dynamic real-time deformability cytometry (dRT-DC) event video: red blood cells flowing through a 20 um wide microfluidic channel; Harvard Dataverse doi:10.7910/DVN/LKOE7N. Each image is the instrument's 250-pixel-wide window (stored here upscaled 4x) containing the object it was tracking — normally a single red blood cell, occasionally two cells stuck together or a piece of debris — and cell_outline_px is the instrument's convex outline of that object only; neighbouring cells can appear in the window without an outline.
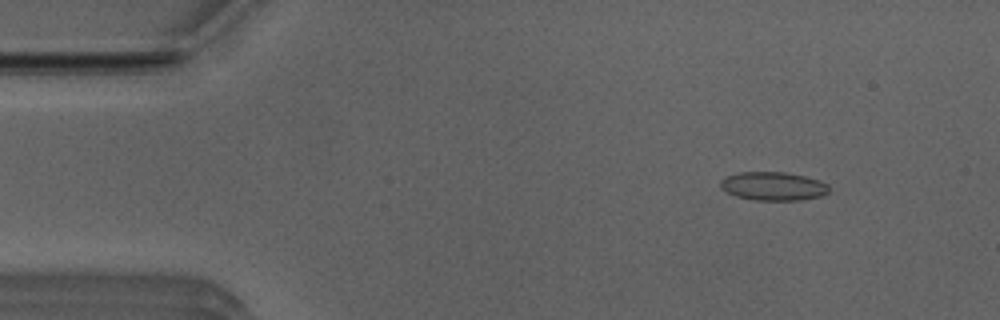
{"species": "Egyptian fruit bat (a non-hibernating species)", "species_latin": "Rousettus aegyptiacus", "temperature_condition": "room temperature", "stored_images_in_passage": 49, "camera_frame_rate_fps": 3000, "um_per_image_px": 0.085, "animal": {"sex": "male"}, "frame": {"image": 1, "passage_image": 5, "time_ms": 1.333, "image_size_px": [1000, 320], "cell_outline_px": [[828, 192], [824, 196], [800, 200], [756, 200], [736, 196], [720, 188], [720, 180], [728, 176], [740, 172], [784, 172], [804, 176], [820, 180], [828, 184]], "centroid_in_image_um": [65.75, 15.83], "position_along_channel_um": 19.3, "area_um2": 18.03}}
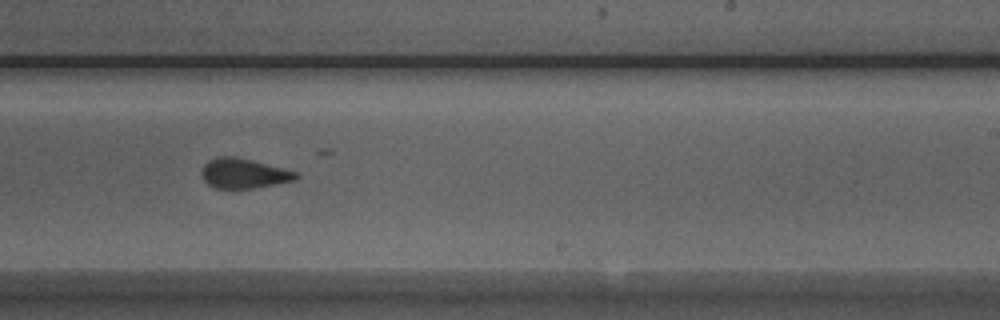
{"frame": {"image": 2, "passage_image": 30, "time_ms": 9.667, "image_size_px": [1000, 320], "cell_outline_px": [[300, 176], [296, 180], [256, 188], [216, 188], [208, 184], [200, 176], [200, 168], [208, 160], [216, 156], [232, 156], [300, 172]], "centroid_in_image_um": [20.7, 14.74], "position_along_channel_um": 268.3, "area_um2": 16.59}}
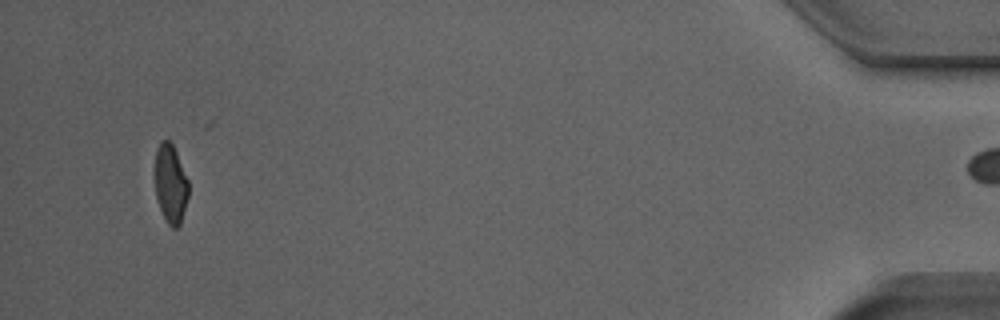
{"frame": {"image": 3, "passage_image": 48, "time_ms": 15.667, "image_size_px": [1000, 320], "cell_outline_px": [[188, 196], [180, 224], [176, 228], [172, 228], [168, 224], [160, 208], [156, 196], [152, 176], [156, 148], [160, 140], [168, 140], [172, 144], [176, 152], [188, 180]], "centroid_in_image_um": [14.44, 15.57], "position_along_channel_um": 420.8, "area_um2": 15.78}, "authors_computed_cell_mechanics": {"area_um2": 16.9932, "velocity_mm_per_s": 3.9613, "shape_relaxation_time_tau1_ms": null, "shape_relaxation_time_tau2_ms": 1.1768, "deformation_change_tau1": null, "deformation_change_tau2": 0.0619}}